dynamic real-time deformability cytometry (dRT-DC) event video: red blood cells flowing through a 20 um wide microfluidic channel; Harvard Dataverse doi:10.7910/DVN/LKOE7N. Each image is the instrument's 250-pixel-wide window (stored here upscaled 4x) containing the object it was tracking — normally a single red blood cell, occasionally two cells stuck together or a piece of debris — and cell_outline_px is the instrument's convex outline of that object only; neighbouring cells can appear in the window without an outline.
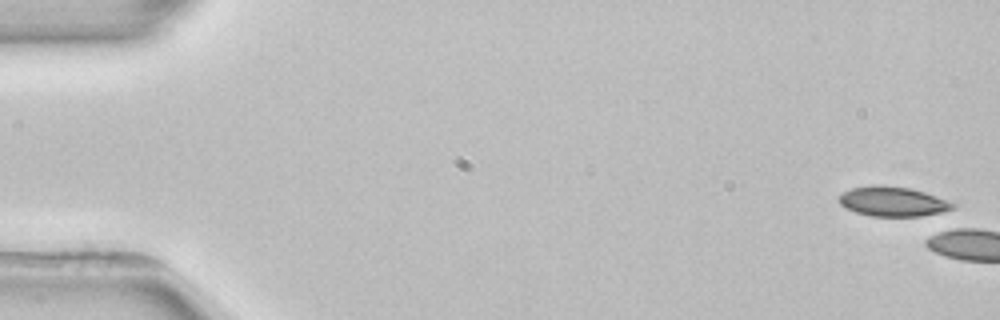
{"species": "common noctule bat (a hibernating species)", "species_latin": "Nyctalus noctula", "temperature_condition": "room temperature", "stored_images_in_passage": 5, "camera_frame_rate_fps": 3000, "um_per_image_px": 0.085, "animal": {"sex": "female", "body_mass_g": 22.7, "forearm_length_mm": 54.2}, "frame": {"image": 1, "passage_image": 1, "time_ms": 0.0, "image_size_px": [1000, 320], "cell_outline_px": [[956, 204], [952, 208], [940, 212], [920, 216], [872, 216], [856, 212], [840, 204], [840, 196], [844, 192], [852, 188], [880, 184], [884, 184], [908, 188], [924, 192], [936, 196]], "centroid_in_image_um": [75.88, 17.12], "position_along_channel_um": 9.1, "area_um2": 19.31}}
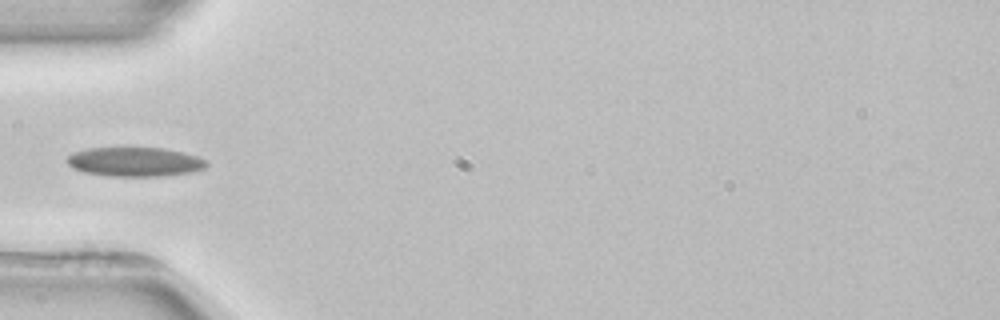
{"frame": {"image": 2, "passage_image": 5, "time_ms": 6.667, "image_size_px": [1000, 320], "cell_outline_px": [[208, 164], [204, 168], [192, 172], [160, 176], [108, 176], [84, 172], [72, 168], [68, 164], [68, 156], [72, 152], [88, 148], [164, 148], [184, 152], [196, 156], [204, 160]], "centroid_in_image_um": [11.44, 13.75], "position_along_channel_um": 73.6, "area_um2": 23.7}}